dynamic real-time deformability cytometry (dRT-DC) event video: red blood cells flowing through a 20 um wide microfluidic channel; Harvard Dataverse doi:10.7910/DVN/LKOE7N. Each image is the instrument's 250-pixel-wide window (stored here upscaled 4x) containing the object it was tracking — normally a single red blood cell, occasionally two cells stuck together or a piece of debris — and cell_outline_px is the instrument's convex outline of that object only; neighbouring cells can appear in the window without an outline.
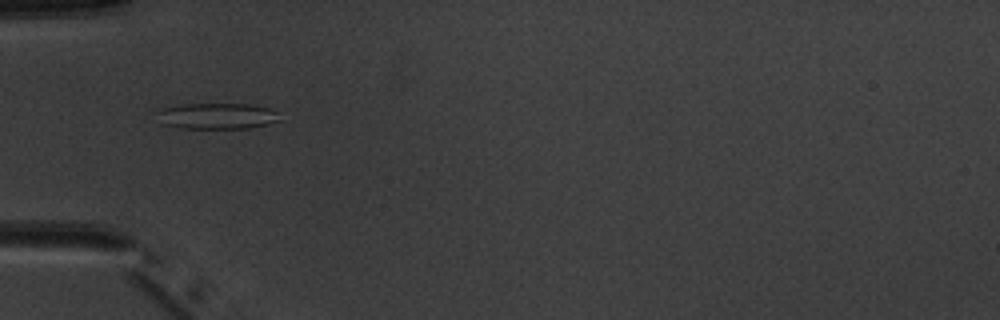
{"species": "common noctule bat (a hibernating species)", "species_latin": "Nyctalus noctula", "temperature_condition": "warm", "stored_images_in_passage": 7, "camera_frame_rate_fps": 3000, "um_per_image_px": 0.085, "animal": {"sex": "male", "body_mass_g": 20.1, "forearm_length_mm": 53.5}, "frame": {"image": 1, "passage_image": 6, "time_ms": 6.0, "image_size_px": [1000, 320], "cell_outline_px": [[280, 120], [268, 124], [248, 128], [180, 128], [160, 124], [152, 112], [160, 108], [184, 104], [248, 104], [268, 108], [276, 112]], "centroid_in_image_um": [18.31, 9.86], "position_along_channel_um": 66.7, "area_um2": 18.84}}
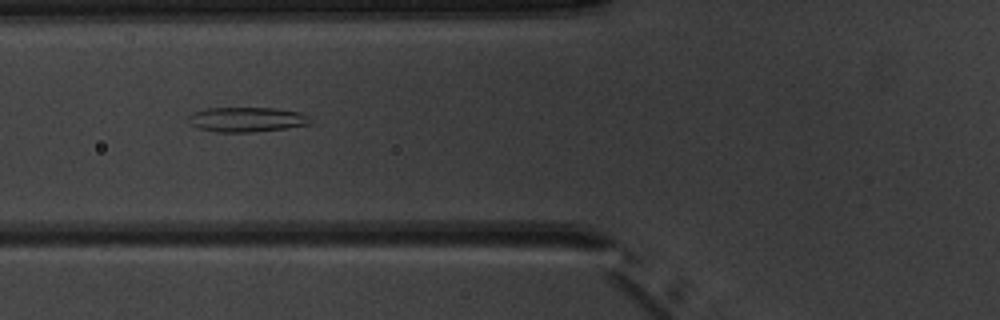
{"frame": {"image": 2, "passage_image": 7, "time_ms": 7.0, "image_size_px": [1000, 320], "cell_outline_px": [[312, 120], [308, 124], [288, 128], [252, 132], [216, 132], [200, 128], [192, 124], [188, 116], [192, 112], [204, 108], [272, 108], [300, 112], [308, 116]], "centroid_in_image_um": [20.98, 10.15], "position_along_channel_um": 104.8, "area_um2": 17.51}}